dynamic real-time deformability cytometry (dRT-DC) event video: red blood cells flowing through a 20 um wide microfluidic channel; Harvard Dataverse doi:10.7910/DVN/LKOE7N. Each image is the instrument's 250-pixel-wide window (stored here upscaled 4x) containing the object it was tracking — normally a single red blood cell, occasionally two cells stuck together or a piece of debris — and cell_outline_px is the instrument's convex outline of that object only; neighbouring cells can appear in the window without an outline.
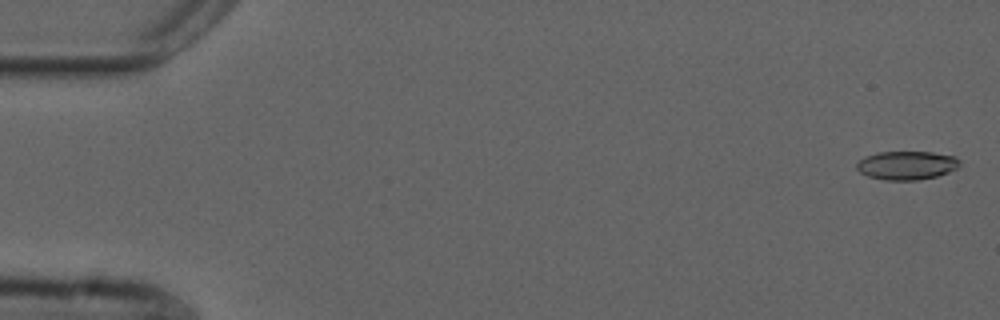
{"species": "common noctule bat (a hibernating species)", "species_latin": "Nyctalus noctula", "temperature_condition": "cold", "stored_images_in_passage": 51, "camera_frame_rate_fps": 3000, "um_per_image_px": 0.085, "animal": {"sex": "male", "forearm_length_mm": 52.5}, "frame": {"image": 1, "passage_image": 2, "time_ms": 0.333, "image_size_px": [1000, 320], "cell_outline_px": [[960, 164], [956, 168], [948, 172], [936, 176], [916, 180], [884, 180], [868, 176], [860, 172], [856, 168], [856, 164], [864, 156], [876, 152], [932, 152], [956, 156], [960, 160]], "centroid_in_image_um": [77.06, 14.04], "position_along_channel_um": 7.9, "area_um2": 17.22}}
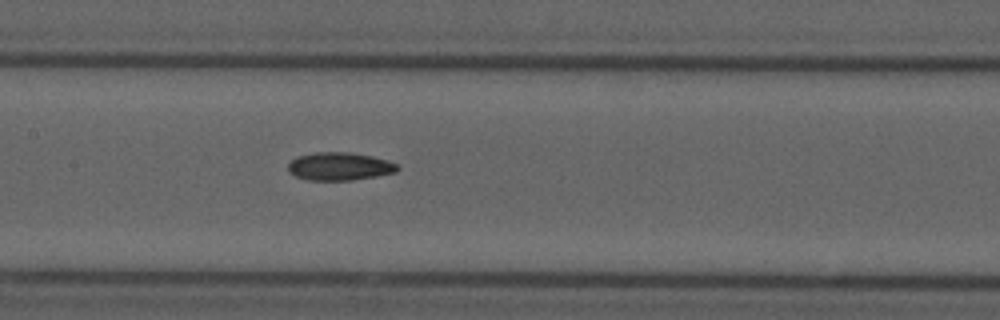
{"frame": {"image": 2, "passage_image": 27, "time_ms": 8.667, "image_size_px": [1000, 320], "cell_outline_px": [[400, 168], [396, 172], [376, 176], [352, 180], [308, 180], [296, 176], [288, 172], [288, 164], [296, 156], [316, 152], [348, 152], [372, 156], [388, 160], [396, 164]], "centroid_in_image_um": [28.85, 14.14], "position_along_channel_um": 178.5, "area_um2": 17.86}}
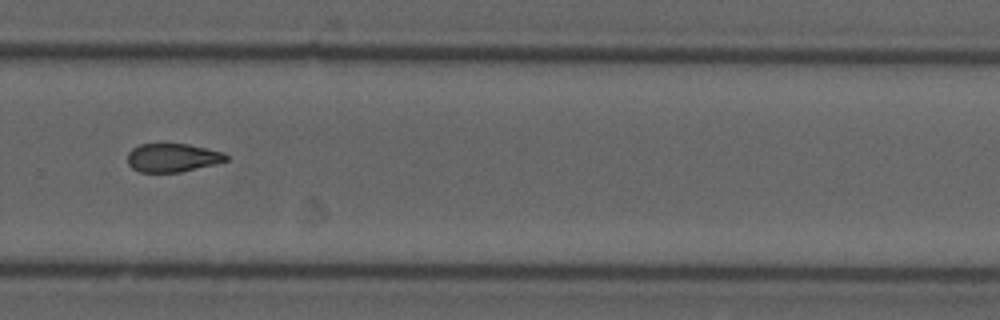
{"frame": {"image": 3, "passage_image": 38, "time_ms": 12.333, "image_size_px": [1000, 320], "cell_outline_px": [[228, 160], [216, 164], [180, 172], [140, 172], [132, 168], [128, 164], [128, 152], [132, 148], [140, 144], [188, 144], [224, 152], [228, 156]], "centroid_in_image_um": [14.67, 13.4], "position_along_channel_um": 315.1, "area_um2": 16.42}, "authors_computed_cell_mechanics": {"area_um2": 17.4556, "velocity_mm_per_s": 3.743, "shape_relaxation_time_tau1_ms": null, "shape_relaxation_time_tau2_ms": 7.8517, "deformation_change_tau1": null, "deformation_change_tau2": 0.1672}}